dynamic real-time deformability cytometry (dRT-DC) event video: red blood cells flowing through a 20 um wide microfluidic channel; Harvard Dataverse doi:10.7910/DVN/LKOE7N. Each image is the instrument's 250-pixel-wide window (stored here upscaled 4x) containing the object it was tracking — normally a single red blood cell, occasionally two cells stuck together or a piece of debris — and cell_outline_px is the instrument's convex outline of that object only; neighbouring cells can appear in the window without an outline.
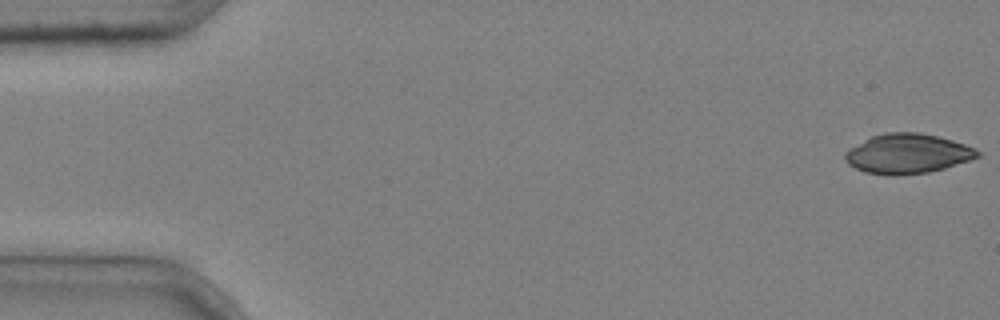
{"species": "common noctule bat (a hibernating species)", "species_latin": "Nyctalus noctula", "temperature_condition": "cold", "stored_images_in_passage": 7, "camera_frame_rate_fps": 3000, "um_per_image_px": 0.085, "animal": {"sex": "male", "body_mass_g": 20.4}, "frame": {"image": 1, "passage_image": 1, "time_ms": 0.0, "image_size_px": [1000, 320], "cell_outline_px": [[980, 156], [972, 160], [944, 168], [928, 172], [896, 176], [888, 176], [864, 172], [848, 164], [844, 160], [844, 156], [852, 148], [864, 140], [872, 136], [884, 132], [916, 132], [936, 136], [952, 140], [976, 148], [980, 152]], "centroid_in_image_um": [77.16, 13.08], "position_along_channel_um": 7.8, "area_um2": 30.63}}